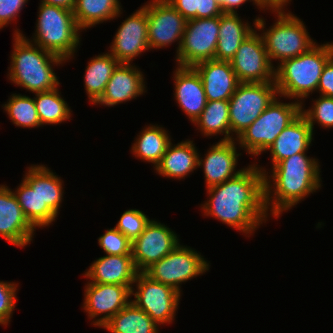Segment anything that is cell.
<instances>
[{"label": "cell", "instance_id": "6da1fadb", "mask_svg": "<svg viewBox=\"0 0 333 333\" xmlns=\"http://www.w3.org/2000/svg\"><path fill=\"white\" fill-rule=\"evenodd\" d=\"M265 173L263 167L254 163L234 178L207 188L209 200L201 205L204 215L248 236L253 234L269 216L264 204Z\"/></svg>", "mask_w": 333, "mask_h": 333}, {"label": "cell", "instance_id": "7a4b0ae2", "mask_svg": "<svg viewBox=\"0 0 333 333\" xmlns=\"http://www.w3.org/2000/svg\"><path fill=\"white\" fill-rule=\"evenodd\" d=\"M319 167L318 160L308 157L306 153L294 154L272 166V174L268 175V171L264 174L267 213L270 209L269 215L279 218L283 211L292 209L309 194L319 190L322 182Z\"/></svg>", "mask_w": 333, "mask_h": 333}, {"label": "cell", "instance_id": "3957f363", "mask_svg": "<svg viewBox=\"0 0 333 333\" xmlns=\"http://www.w3.org/2000/svg\"><path fill=\"white\" fill-rule=\"evenodd\" d=\"M20 31H14L9 80L34 94L57 88L60 83L53 65L59 66L67 61L34 44Z\"/></svg>", "mask_w": 333, "mask_h": 333}, {"label": "cell", "instance_id": "277c9868", "mask_svg": "<svg viewBox=\"0 0 333 333\" xmlns=\"http://www.w3.org/2000/svg\"><path fill=\"white\" fill-rule=\"evenodd\" d=\"M332 56L333 42L316 43L307 52L278 63L274 82L280 98L295 99L303 105L302 101L317 91L323 68Z\"/></svg>", "mask_w": 333, "mask_h": 333}, {"label": "cell", "instance_id": "5b68a950", "mask_svg": "<svg viewBox=\"0 0 333 333\" xmlns=\"http://www.w3.org/2000/svg\"><path fill=\"white\" fill-rule=\"evenodd\" d=\"M36 31L31 42L65 61L80 46V31L72 10L40 3ZM73 56V57H72Z\"/></svg>", "mask_w": 333, "mask_h": 333}, {"label": "cell", "instance_id": "8992f818", "mask_svg": "<svg viewBox=\"0 0 333 333\" xmlns=\"http://www.w3.org/2000/svg\"><path fill=\"white\" fill-rule=\"evenodd\" d=\"M272 12L278 13L276 15L278 19L269 29H264L266 25L264 18L257 17L255 21V28L258 31L263 30L261 36L271 63L272 60L278 59L281 63L297 57L316 44L299 17L290 11L286 13L284 10H272Z\"/></svg>", "mask_w": 333, "mask_h": 333}, {"label": "cell", "instance_id": "52a82bcc", "mask_svg": "<svg viewBox=\"0 0 333 333\" xmlns=\"http://www.w3.org/2000/svg\"><path fill=\"white\" fill-rule=\"evenodd\" d=\"M301 110L302 103H284L276 97L235 140L247 154L259 156L267 151L284 128L301 115Z\"/></svg>", "mask_w": 333, "mask_h": 333}, {"label": "cell", "instance_id": "ba28073f", "mask_svg": "<svg viewBox=\"0 0 333 333\" xmlns=\"http://www.w3.org/2000/svg\"><path fill=\"white\" fill-rule=\"evenodd\" d=\"M279 97L275 82L239 83L229 99L231 140L248 128ZM234 132V133H233Z\"/></svg>", "mask_w": 333, "mask_h": 333}, {"label": "cell", "instance_id": "9c48e42d", "mask_svg": "<svg viewBox=\"0 0 333 333\" xmlns=\"http://www.w3.org/2000/svg\"><path fill=\"white\" fill-rule=\"evenodd\" d=\"M209 263L201 253L179 244L161 260L153 263L144 273L152 280L168 285L181 293L182 282L208 271Z\"/></svg>", "mask_w": 333, "mask_h": 333}, {"label": "cell", "instance_id": "30bf717a", "mask_svg": "<svg viewBox=\"0 0 333 333\" xmlns=\"http://www.w3.org/2000/svg\"><path fill=\"white\" fill-rule=\"evenodd\" d=\"M134 284L131 295L135 298L131 299V302L145 311L158 325L170 324L174 321L182 293L152 280L144 272L138 273ZM133 286H136V290Z\"/></svg>", "mask_w": 333, "mask_h": 333}, {"label": "cell", "instance_id": "8fae6325", "mask_svg": "<svg viewBox=\"0 0 333 333\" xmlns=\"http://www.w3.org/2000/svg\"><path fill=\"white\" fill-rule=\"evenodd\" d=\"M220 16L187 20L181 46L176 54L180 67H193L195 64L215 59L219 38Z\"/></svg>", "mask_w": 333, "mask_h": 333}, {"label": "cell", "instance_id": "7c38bea8", "mask_svg": "<svg viewBox=\"0 0 333 333\" xmlns=\"http://www.w3.org/2000/svg\"><path fill=\"white\" fill-rule=\"evenodd\" d=\"M230 64L240 83L274 82L275 65L270 62L263 38L256 28L240 44Z\"/></svg>", "mask_w": 333, "mask_h": 333}, {"label": "cell", "instance_id": "4fadbf2b", "mask_svg": "<svg viewBox=\"0 0 333 333\" xmlns=\"http://www.w3.org/2000/svg\"><path fill=\"white\" fill-rule=\"evenodd\" d=\"M146 13L149 49L165 48L177 41V53L187 20L167 0H150Z\"/></svg>", "mask_w": 333, "mask_h": 333}, {"label": "cell", "instance_id": "5bb4252c", "mask_svg": "<svg viewBox=\"0 0 333 333\" xmlns=\"http://www.w3.org/2000/svg\"><path fill=\"white\" fill-rule=\"evenodd\" d=\"M177 236L168 226L151 219L144 231L132 242L131 255L136 269L144 272L169 254L180 244Z\"/></svg>", "mask_w": 333, "mask_h": 333}, {"label": "cell", "instance_id": "9a60e30c", "mask_svg": "<svg viewBox=\"0 0 333 333\" xmlns=\"http://www.w3.org/2000/svg\"><path fill=\"white\" fill-rule=\"evenodd\" d=\"M87 283L84 290L83 309L89 319L95 318L92 321L94 326L102 327L131 301L129 298L132 296V286Z\"/></svg>", "mask_w": 333, "mask_h": 333}, {"label": "cell", "instance_id": "2e32d148", "mask_svg": "<svg viewBox=\"0 0 333 333\" xmlns=\"http://www.w3.org/2000/svg\"><path fill=\"white\" fill-rule=\"evenodd\" d=\"M147 29L148 21L144 4L123 20L114 36L109 53L120 63L130 64L142 52L149 50Z\"/></svg>", "mask_w": 333, "mask_h": 333}, {"label": "cell", "instance_id": "e0dca14e", "mask_svg": "<svg viewBox=\"0 0 333 333\" xmlns=\"http://www.w3.org/2000/svg\"><path fill=\"white\" fill-rule=\"evenodd\" d=\"M34 231L12 189L0 185V236L22 248L33 240Z\"/></svg>", "mask_w": 333, "mask_h": 333}, {"label": "cell", "instance_id": "ac0fdd59", "mask_svg": "<svg viewBox=\"0 0 333 333\" xmlns=\"http://www.w3.org/2000/svg\"><path fill=\"white\" fill-rule=\"evenodd\" d=\"M235 140L218 141L212 145L202 159L198 156V168L203 167L206 189L234 178L242 169L236 171L239 155Z\"/></svg>", "mask_w": 333, "mask_h": 333}, {"label": "cell", "instance_id": "d6986e66", "mask_svg": "<svg viewBox=\"0 0 333 333\" xmlns=\"http://www.w3.org/2000/svg\"><path fill=\"white\" fill-rule=\"evenodd\" d=\"M27 174L38 184L40 198V228L52 224L59 215L63 200V180L45 165L27 167Z\"/></svg>", "mask_w": 333, "mask_h": 333}, {"label": "cell", "instance_id": "ffe728a7", "mask_svg": "<svg viewBox=\"0 0 333 333\" xmlns=\"http://www.w3.org/2000/svg\"><path fill=\"white\" fill-rule=\"evenodd\" d=\"M120 63L114 70L108 81L104 94L94 104L106 107L136 99L145 93V81L143 73L135 65Z\"/></svg>", "mask_w": 333, "mask_h": 333}, {"label": "cell", "instance_id": "44dd1931", "mask_svg": "<svg viewBox=\"0 0 333 333\" xmlns=\"http://www.w3.org/2000/svg\"><path fill=\"white\" fill-rule=\"evenodd\" d=\"M193 68L202 79L207 101H229L240 83L230 61L206 60Z\"/></svg>", "mask_w": 333, "mask_h": 333}, {"label": "cell", "instance_id": "7402d4cb", "mask_svg": "<svg viewBox=\"0 0 333 333\" xmlns=\"http://www.w3.org/2000/svg\"><path fill=\"white\" fill-rule=\"evenodd\" d=\"M172 78L175 85V100L194 123L207 103L202 79L193 67L180 66H177Z\"/></svg>", "mask_w": 333, "mask_h": 333}, {"label": "cell", "instance_id": "603a6c76", "mask_svg": "<svg viewBox=\"0 0 333 333\" xmlns=\"http://www.w3.org/2000/svg\"><path fill=\"white\" fill-rule=\"evenodd\" d=\"M138 273L132 255H106L96 259L84 276L91 283L132 286Z\"/></svg>", "mask_w": 333, "mask_h": 333}, {"label": "cell", "instance_id": "cb8c5ba5", "mask_svg": "<svg viewBox=\"0 0 333 333\" xmlns=\"http://www.w3.org/2000/svg\"><path fill=\"white\" fill-rule=\"evenodd\" d=\"M313 140V131L307 119L301 114L283 129L273 144L267 149L271 154L272 165L297 153H306Z\"/></svg>", "mask_w": 333, "mask_h": 333}, {"label": "cell", "instance_id": "d4e9b609", "mask_svg": "<svg viewBox=\"0 0 333 333\" xmlns=\"http://www.w3.org/2000/svg\"><path fill=\"white\" fill-rule=\"evenodd\" d=\"M199 155L192 140L187 139L174 145L170 142L154 169L161 176L180 180L197 169Z\"/></svg>", "mask_w": 333, "mask_h": 333}, {"label": "cell", "instance_id": "484cf974", "mask_svg": "<svg viewBox=\"0 0 333 333\" xmlns=\"http://www.w3.org/2000/svg\"><path fill=\"white\" fill-rule=\"evenodd\" d=\"M254 19L252 26L248 22H242L238 13H223L220 16L219 38L216 47L215 60L230 61L240 44L255 29ZM254 26V28H252Z\"/></svg>", "mask_w": 333, "mask_h": 333}, {"label": "cell", "instance_id": "4316f807", "mask_svg": "<svg viewBox=\"0 0 333 333\" xmlns=\"http://www.w3.org/2000/svg\"><path fill=\"white\" fill-rule=\"evenodd\" d=\"M159 326L145 311L130 301L101 328L111 333H158Z\"/></svg>", "mask_w": 333, "mask_h": 333}, {"label": "cell", "instance_id": "83f0119b", "mask_svg": "<svg viewBox=\"0 0 333 333\" xmlns=\"http://www.w3.org/2000/svg\"><path fill=\"white\" fill-rule=\"evenodd\" d=\"M119 64L109 52L90 59L84 76V87L90 103L95 104L104 94L106 85Z\"/></svg>", "mask_w": 333, "mask_h": 333}, {"label": "cell", "instance_id": "f1b7e54d", "mask_svg": "<svg viewBox=\"0 0 333 333\" xmlns=\"http://www.w3.org/2000/svg\"><path fill=\"white\" fill-rule=\"evenodd\" d=\"M170 142L165 128L150 124L137 135L131 152L136 158L154 164V167L160 162Z\"/></svg>", "mask_w": 333, "mask_h": 333}, {"label": "cell", "instance_id": "f546056e", "mask_svg": "<svg viewBox=\"0 0 333 333\" xmlns=\"http://www.w3.org/2000/svg\"><path fill=\"white\" fill-rule=\"evenodd\" d=\"M120 4L118 0H75L74 18L82 31L119 17L122 14Z\"/></svg>", "mask_w": 333, "mask_h": 333}, {"label": "cell", "instance_id": "4dcf8cb0", "mask_svg": "<svg viewBox=\"0 0 333 333\" xmlns=\"http://www.w3.org/2000/svg\"><path fill=\"white\" fill-rule=\"evenodd\" d=\"M194 125L204 136L224 135L220 141H231V127L229 122V102L223 100L207 101Z\"/></svg>", "mask_w": 333, "mask_h": 333}, {"label": "cell", "instance_id": "1f68e13d", "mask_svg": "<svg viewBox=\"0 0 333 333\" xmlns=\"http://www.w3.org/2000/svg\"><path fill=\"white\" fill-rule=\"evenodd\" d=\"M58 88L35 93V107L41 125H56L67 121L72 115L67 102L60 96Z\"/></svg>", "mask_w": 333, "mask_h": 333}, {"label": "cell", "instance_id": "d6a6232c", "mask_svg": "<svg viewBox=\"0 0 333 333\" xmlns=\"http://www.w3.org/2000/svg\"><path fill=\"white\" fill-rule=\"evenodd\" d=\"M10 120L18 127L36 128L42 126L35 107L34 98L12 94L2 106Z\"/></svg>", "mask_w": 333, "mask_h": 333}, {"label": "cell", "instance_id": "836d02e7", "mask_svg": "<svg viewBox=\"0 0 333 333\" xmlns=\"http://www.w3.org/2000/svg\"><path fill=\"white\" fill-rule=\"evenodd\" d=\"M23 214L29 223L36 229L40 228V198L38 197V184L25 173L17 190H13Z\"/></svg>", "mask_w": 333, "mask_h": 333}, {"label": "cell", "instance_id": "e575fe53", "mask_svg": "<svg viewBox=\"0 0 333 333\" xmlns=\"http://www.w3.org/2000/svg\"><path fill=\"white\" fill-rule=\"evenodd\" d=\"M310 109H304L302 106L301 114L307 119L312 131L314 124L324 128H333V98L320 95Z\"/></svg>", "mask_w": 333, "mask_h": 333}, {"label": "cell", "instance_id": "d590c367", "mask_svg": "<svg viewBox=\"0 0 333 333\" xmlns=\"http://www.w3.org/2000/svg\"><path fill=\"white\" fill-rule=\"evenodd\" d=\"M150 222L146 214L138 209L126 210L120 217L115 228L133 242Z\"/></svg>", "mask_w": 333, "mask_h": 333}, {"label": "cell", "instance_id": "8d00e7d4", "mask_svg": "<svg viewBox=\"0 0 333 333\" xmlns=\"http://www.w3.org/2000/svg\"><path fill=\"white\" fill-rule=\"evenodd\" d=\"M98 244L106 255H131L132 242L115 227L107 229L98 238Z\"/></svg>", "mask_w": 333, "mask_h": 333}, {"label": "cell", "instance_id": "74e56055", "mask_svg": "<svg viewBox=\"0 0 333 333\" xmlns=\"http://www.w3.org/2000/svg\"><path fill=\"white\" fill-rule=\"evenodd\" d=\"M18 283L0 281V325L7 326L16 306Z\"/></svg>", "mask_w": 333, "mask_h": 333}, {"label": "cell", "instance_id": "f35d334b", "mask_svg": "<svg viewBox=\"0 0 333 333\" xmlns=\"http://www.w3.org/2000/svg\"><path fill=\"white\" fill-rule=\"evenodd\" d=\"M28 0H0V29L16 20Z\"/></svg>", "mask_w": 333, "mask_h": 333}, {"label": "cell", "instance_id": "ab89813d", "mask_svg": "<svg viewBox=\"0 0 333 333\" xmlns=\"http://www.w3.org/2000/svg\"><path fill=\"white\" fill-rule=\"evenodd\" d=\"M317 90L320 95L333 98V56L323 68Z\"/></svg>", "mask_w": 333, "mask_h": 333}, {"label": "cell", "instance_id": "60d3db41", "mask_svg": "<svg viewBox=\"0 0 333 333\" xmlns=\"http://www.w3.org/2000/svg\"><path fill=\"white\" fill-rule=\"evenodd\" d=\"M223 13L216 0H197V18H214Z\"/></svg>", "mask_w": 333, "mask_h": 333}, {"label": "cell", "instance_id": "b9f144b4", "mask_svg": "<svg viewBox=\"0 0 333 333\" xmlns=\"http://www.w3.org/2000/svg\"><path fill=\"white\" fill-rule=\"evenodd\" d=\"M186 20L197 18V0H167Z\"/></svg>", "mask_w": 333, "mask_h": 333}, {"label": "cell", "instance_id": "7bdbcfd3", "mask_svg": "<svg viewBox=\"0 0 333 333\" xmlns=\"http://www.w3.org/2000/svg\"><path fill=\"white\" fill-rule=\"evenodd\" d=\"M247 1H253V4H255L259 9H262L264 11L262 4L258 0H224V13L236 14V9H238L240 5L244 4Z\"/></svg>", "mask_w": 333, "mask_h": 333}, {"label": "cell", "instance_id": "ee69618b", "mask_svg": "<svg viewBox=\"0 0 333 333\" xmlns=\"http://www.w3.org/2000/svg\"><path fill=\"white\" fill-rule=\"evenodd\" d=\"M41 2L47 5L58 6L72 11L75 6V0H41Z\"/></svg>", "mask_w": 333, "mask_h": 333}, {"label": "cell", "instance_id": "f6af8a7d", "mask_svg": "<svg viewBox=\"0 0 333 333\" xmlns=\"http://www.w3.org/2000/svg\"><path fill=\"white\" fill-rule=\"evenodd\" d=\"M291 0H268V10H285Z\"/></svg>", "mask_w": 333, "mask_h": 333}, {"label": "cell", "instance_id": "bcb514c9", "mask_svg": "<svg viewBox=\"0 0 333 333\" xmlns=\"http://www.w3.org/2000/svg\"><path fill=\"white\" fill-rule=\"evenodd\" d=\"M258 1L262 4L263 8L266 11L268 9V0H258Z\"/></svg>", "mask_w": 333, "mask_h": 333}, {"label": "cell", "instance_id": "7dc6e473", "mask_svg": "<svg viewBox=\"0 0 333 333\" xmlns=\"http://www.w3.org/2000/svg\"><path fill=\"white\" fill-rule=\"evenodd\" d=\"M216 1L220 4L221 9L224 12V0H216Z\"/></svg>", "mask_w": 333, "mask_h": 333}]
</instances>
